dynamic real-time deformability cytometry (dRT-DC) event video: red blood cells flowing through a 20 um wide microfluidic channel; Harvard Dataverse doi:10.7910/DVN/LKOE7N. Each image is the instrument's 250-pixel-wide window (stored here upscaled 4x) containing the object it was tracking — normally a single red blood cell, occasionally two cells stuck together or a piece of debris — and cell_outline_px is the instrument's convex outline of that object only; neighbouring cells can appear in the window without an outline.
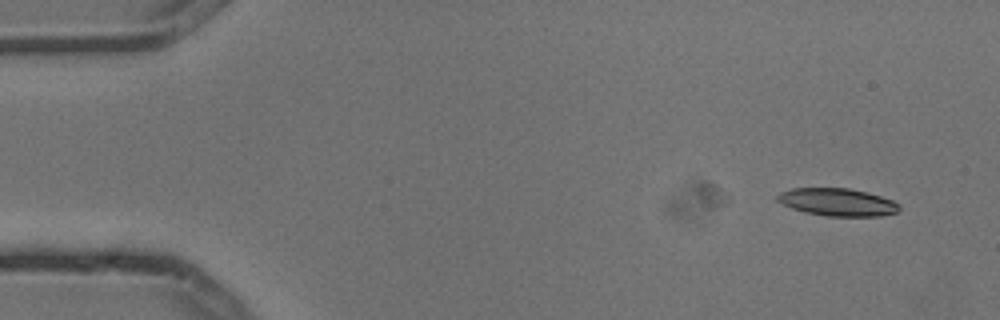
{"species": "common noctule bat (a hibernating species)", "species_latin": "Nyctalus noctula", "temperature_condition": "cold", "stored_images_in_passage": 2, "camera_frame_rate_fps": 3000, "um_per_image_px": 0.085, "animal": {"sex": "male", "body_mass_g": 13.3}, "frame": {"image": 1, "passage_image": 2, "time_ms": 0.333, "image_size_px": [1000, 320], "cell_outline_px": [[900, 208], [896, 212], [880, 216], [828, 216], [804, 212], [792, 208], [776, 200], [776, 196], [780, 192], [792, 188], [848, 188], [880, 196], [892, 200], [900, 204]], "centroid_in_image_um": [71.17, 17.18], "position_along_channel_um": 13.8, "area_um2": 19.48}}